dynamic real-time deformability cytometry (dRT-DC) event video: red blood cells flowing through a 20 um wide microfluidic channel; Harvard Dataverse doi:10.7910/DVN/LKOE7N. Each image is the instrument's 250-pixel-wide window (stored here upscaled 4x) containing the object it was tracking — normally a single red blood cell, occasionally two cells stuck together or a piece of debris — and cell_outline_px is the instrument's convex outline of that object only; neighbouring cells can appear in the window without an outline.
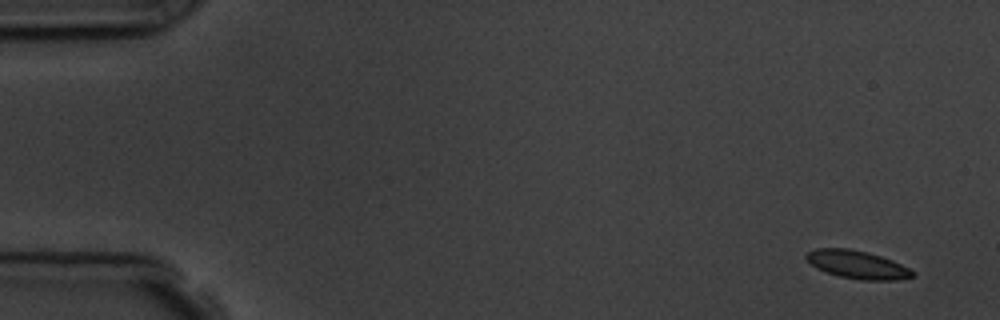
{"species": "common noctule bat (a hibernating species)", "species_latin": "Nyctalus noctula", "temperature_condition": "room temperature", "stored_images_in_passage": 5, "camera_frame_rate_fps": 3000, "um_per_image_px": 0.085, "animal": {"sex": "male", "body_mass_g": 19.5, "forearm_length_mm": 54.6}, "frame": {"image": 1, "passage_image": 1, "time_ms": 0.0, "image_size_px": [1000, 320], "cell_outline_px": [[916, 276], [900, 280], [860, 280], [840, 276], [816, 268], [804, 256], [808, 252], [816, 248], [848, 248], [868, 252], [892, 260], [916, 272]], "centroid_in_image_um": [72.91, 22.49], "position_along_channel_um": 12.1, "area_um2": 17.34}}